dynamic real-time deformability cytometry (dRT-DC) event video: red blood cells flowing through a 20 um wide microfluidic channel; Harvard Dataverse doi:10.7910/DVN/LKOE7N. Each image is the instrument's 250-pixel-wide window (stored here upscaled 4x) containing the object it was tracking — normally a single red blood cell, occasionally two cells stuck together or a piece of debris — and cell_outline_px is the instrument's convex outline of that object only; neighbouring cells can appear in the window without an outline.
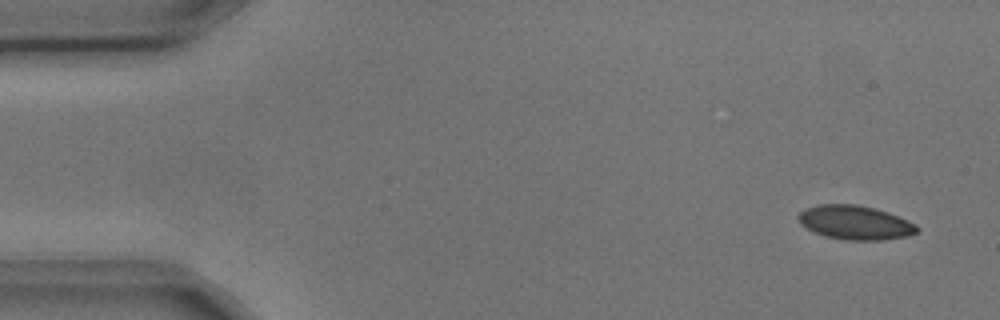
{"species": "common noctule bat (a hibernating species)", "species_latin": "Nyctalus noctula", "temperature_condition": "cold", "stored_images_in_passage": 6, "camera_frame_rate_fps": 3000, "um_per_image_px": 0.085, "animal": {"sex": "male", "body_mass_g": 17.9, "forearm_length_mm": 54.2}, "frame": {"image": 1, "passage_image": 1, "time_ms": 0.0, "image_size_px": [1000, 320], "cell_outline_px": [[920, 228], [916, 232], [908, 236], [880, 240], [844, 240], [824, 236], [800, 224], [796, 216], [804, 208], [820, 204], [856, 204], [876, 208], [888, 212], [908, 220], [916, 224]], "centroid_in_image_um": [72.68, 18.91], "position_along_channel_um": 12.3, "area_um2": 23.7}}
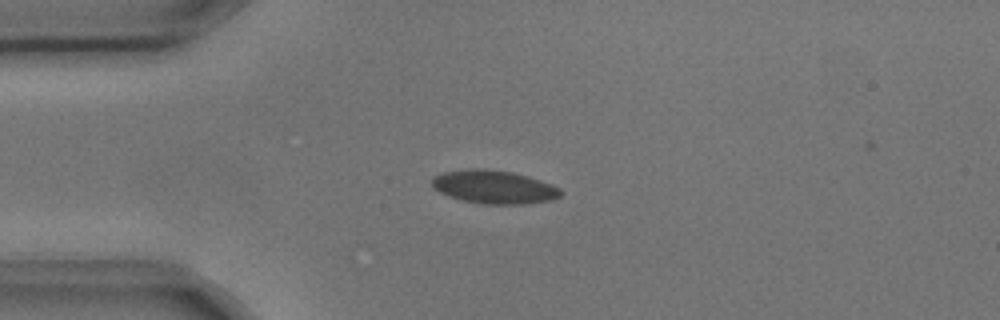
{"frame": {"image": 2, "passage_image": 4, "time_ms": 1.0, "image_size_px": [1000, 320], "cell_outline_px": [[564, 192], [560, 196], [552, 200], [524, 204], [484, 204], [464, 200], [440, 192], [432, 188], [432, 176], [444, 172], [468, 168], [484, 168], [512, 172], [528, 176], [552, 184], [560, 188]], "centroid_in_image_um": [42.01, 15.88], "position_along_channel_um": 43.0, "area_um2": 25.09}}